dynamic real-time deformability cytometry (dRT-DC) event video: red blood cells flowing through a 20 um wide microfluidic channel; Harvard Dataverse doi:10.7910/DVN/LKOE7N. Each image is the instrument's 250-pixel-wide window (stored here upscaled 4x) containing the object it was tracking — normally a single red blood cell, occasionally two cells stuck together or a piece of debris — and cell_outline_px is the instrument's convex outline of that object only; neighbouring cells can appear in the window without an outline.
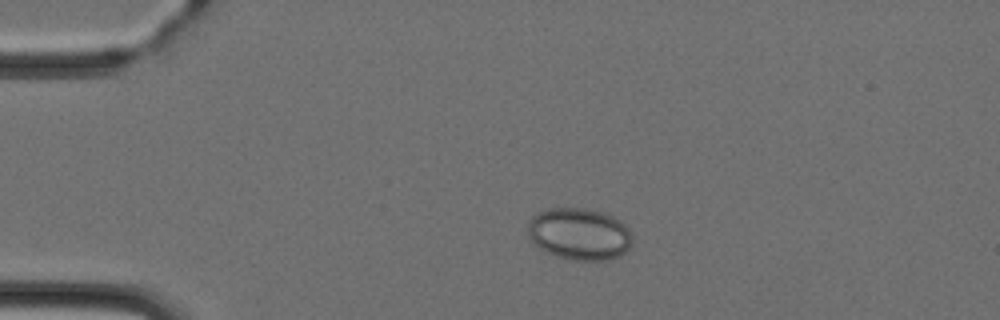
{"species": "Egyptian fruit bat (a non-hibernating species)", "species_latin": "Rousettus aegyptiacus", "temperature_condition": "cold", "stored_images_in_passage": 28, "camera_frame_rate_fps": 3000, "um_per_image_px": 0.085, "animal": {"sex": "female"}, "frame": {"image": 1, "passage_image": 4, "time_ms": 1.0, "image_size_px": [1000, 320], "cell_outline_px": [[632, 244], [624, 252], [608, 260], [576, 260], [556, 256], [540, 248], [528, 236], [528, 220], [532, 216], [540, 212], [552, 208], [584, 208], [604, 212], [612, 216], [624, 224], [632, 232]], "centroid_in_image_um": [49.25, 19.88], "position_along_channel_um": 35.7, "area_um2": 31.5}}
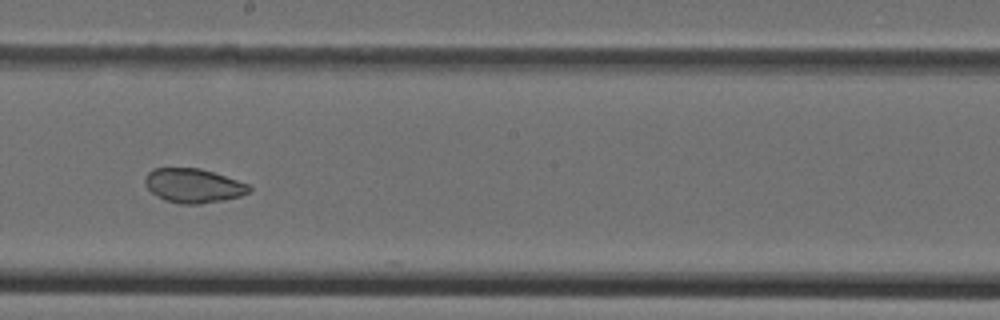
{"frame": {"image": 2, "passage_image": 21, "time_ms": 6.667, "image_size_px": [1000, 320], "cell_outline_px": [[252, 188], [248, 192], [240, 196], [224, 200], [200, 204], [180, 204], [164, 200], [152, 192], [148, 188], [144, 180], [148, 172], [152, 168], [200, 168], [248, 184]], "centroid_in_image_um": [16.42, 15.78], "position_along_channel_um": 231.8, "area_um2": 20.58}}
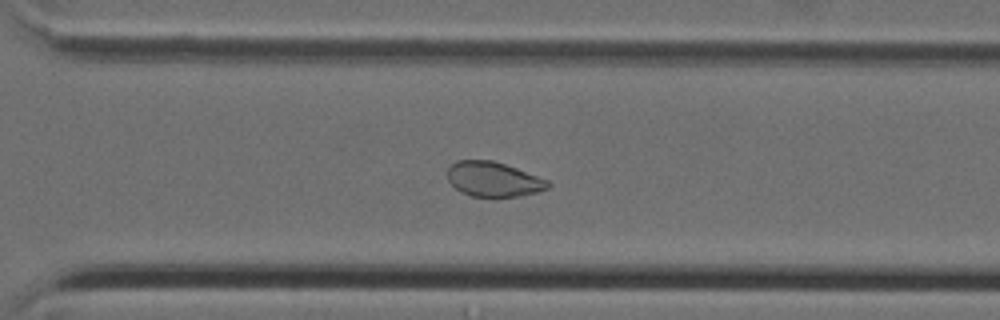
{"frame": {"image": 3, "passage_image": 28, "time_ms": 1675.667, "image_size_px": [1000, 320], "cell_outline_px": [[552, 184], [548, 188], [536, 192], [520, 196], [496, 200], [492, 200], [472, 196], [460, 192], [448, 180], [448, 168], [456, 160], [492, 160], [504, 164], [548, 180]], "centroid_in_image_um": [41.94, 15.29], "position_along_channel_um": 328.7, "area_um2": 20.87}}